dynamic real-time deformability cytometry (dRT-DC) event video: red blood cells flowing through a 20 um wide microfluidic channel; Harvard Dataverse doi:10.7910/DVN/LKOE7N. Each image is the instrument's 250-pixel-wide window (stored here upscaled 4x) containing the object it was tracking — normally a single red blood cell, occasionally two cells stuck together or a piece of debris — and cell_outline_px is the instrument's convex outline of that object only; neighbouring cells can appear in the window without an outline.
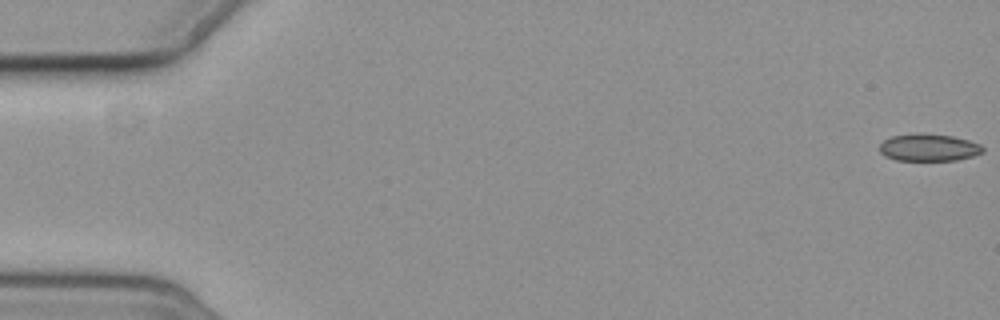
{"species": "common noctule bat (a hibernating species)", "species_latin": "Nyctalus noctula", "temperature_condition": "cold", "stored_images_in_passage": 5, "camera_frame_rate_fps": 3000, "um_per_image_px": 0.085, "animal": {"sex": "female", "body_mass_g": 19.3, "forearm_length_mm": 54.1}, "frame": {"image": 1, "passage_image": 1, "time_ms": 0.0, "image_size_px": [1000, 320], "cell_outline_px": [[984, 152], [972, 156], [956, 160], [896, 160], [884, 156], [880, 152], [880, 144], [884, 140], [892, 136], [916, 132], [924, 132], [952, 136], [968, 140], [980, 144], [984, 148]], "centroid_in_image_um": [78.93, 12.52], "position_along_channel_um": 6.1, "area_um2": 16.59}}
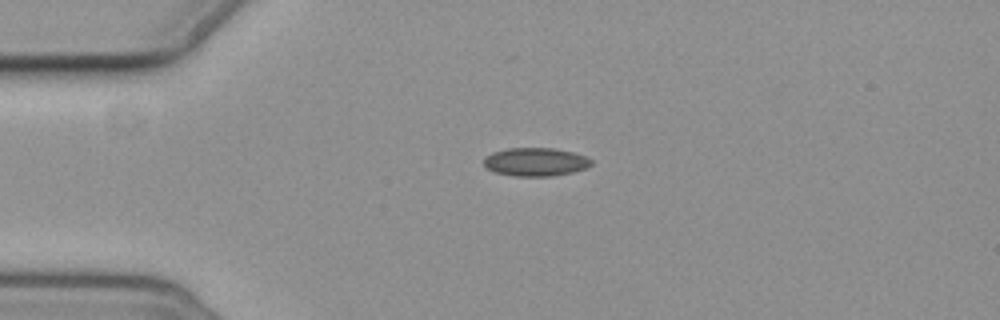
{"frame": {"image": 2, "passage_image": 5, "time_ms": 4.667, "image_size_px": [1000, 320], "cell_outline_px": [[592, 164], [588, 168], [572, 172], [552, 176], [516, 176], [496, 172], [488, 168], [484, 164], [484, 156], [492, 152], [508, 148], [552, 148], [572, 152], [584, 156], [592, 160]], "centroid_in_image_um": [45.53, 13.76], "position_along_channel_um": 39.5, "area_um2": 17.69}}